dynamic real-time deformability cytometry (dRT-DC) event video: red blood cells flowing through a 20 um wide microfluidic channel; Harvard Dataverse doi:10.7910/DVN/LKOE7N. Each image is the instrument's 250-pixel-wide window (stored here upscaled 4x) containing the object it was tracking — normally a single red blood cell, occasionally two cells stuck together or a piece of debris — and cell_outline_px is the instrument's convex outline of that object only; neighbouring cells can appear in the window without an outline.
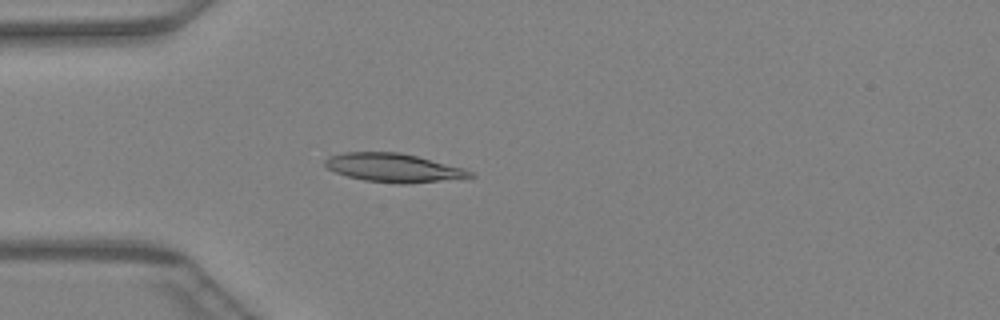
{"species": "Egyptian fruit bat (a non-hibernating species)", "species_latin": "Rousettus aegyptiacus", "temperature_condition": "warm", "stored_images_in_passage": 46, "camera_frame_rate_fps": 3000, "um_per_image_px": 0.085, "animal": {"sex": "female"}, "frame": {"image": 1, "passage_image": 13, "time_ms": 4.0, "image_size_px": [1000, 320], "cell_outline_px": [[476, 176], [404, 184], [400, 184], [364, 180], [348, 176], [336, 172], [328, 168], [324, 164], [324, 160], [328, 156], [344, 152], [400, 152], [464, 168], [472, 172]], "centroid_in_image_um": [33.4, 14.25], "position_along_channel_um": 51.6, "area_um2": 23.87}}
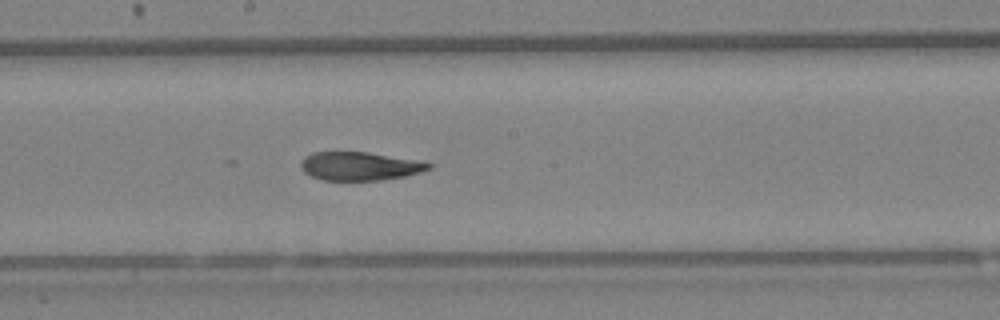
{"frame": {"image": 2, "passage_image": 25, "time_ms": 8.0, "image_size_px": [1000, 320], "cell_outline_px": [[432, 168], [420, 172], [404, 176], [380, 180], [324, 180], [312, 176], [304, 172], [300, 164], [304, 156], [312, 152], [368, 152], [412, 160], [432, 164]], "centroid_in_image_um": [30.52, 14.12], "position_along_channel_um": 217.7, "area_um2": 20.87}}
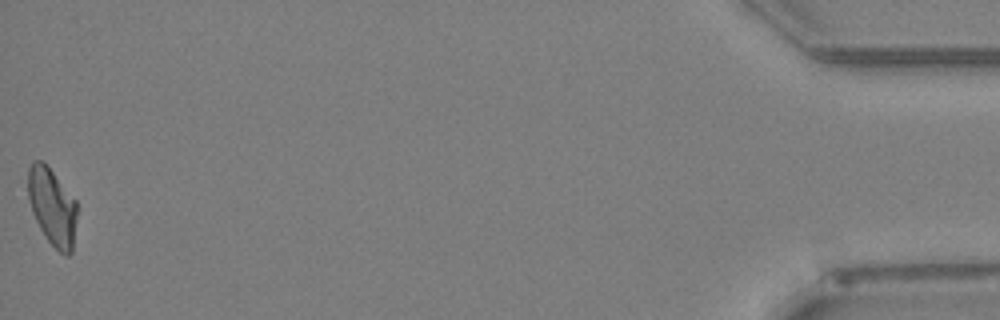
{"frame": {"image": 3, "passage_image": 46, "time_ms": 15.0, "image_size_px": [1000, 320], "cell_outline_px": [[76, 220], [72, 252], [68, 256], [64, 256], [48, 240], [40, 228], [32, 212], [28, 196], [28, 168], [32, 160], [40, 160], [52, 172], [76, 200]], "centroid_in_image_um": [4.43, 17.59], "position_along_channel_um": 430.8, "area_um2": 21.73}}